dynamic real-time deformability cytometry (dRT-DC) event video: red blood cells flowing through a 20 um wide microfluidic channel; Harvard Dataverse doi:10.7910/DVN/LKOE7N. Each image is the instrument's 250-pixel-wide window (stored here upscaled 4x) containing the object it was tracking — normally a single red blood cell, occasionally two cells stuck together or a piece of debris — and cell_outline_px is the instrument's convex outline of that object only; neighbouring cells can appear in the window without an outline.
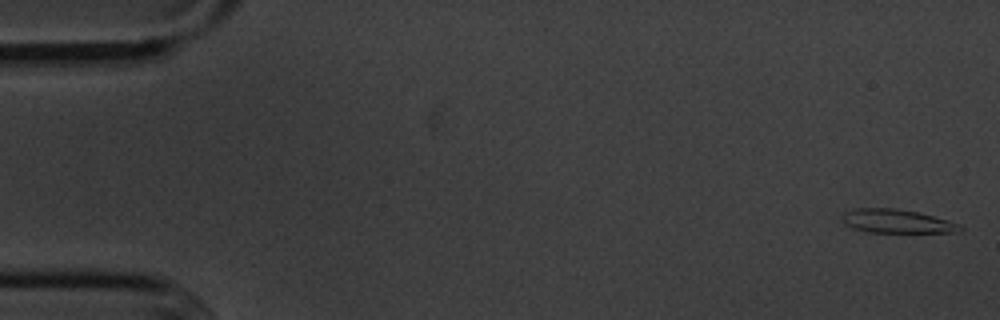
{"species": "common noctule bat (a hibernating species)", "species_latin": "Nyctalus noctula", "temperature_condition": "cold", "stored_images_in_passage": 55, "camera_frame_rate_fps": 3000, "um_per_image_px": 0.085, "animal": {"sex": "male", "body_mass_g": 20.1, "forearm_length_mm": 53.5}, "frame": {"image": 1, "passage_image": 1, "time_ms": 0.0, "image_size_px": [1000, 320], "cell_outline_px": [[964, 228], [960, 232], [868, 232], [852, 228], [844, 224], [844, 212], [856, 208], [896, 208], [916, 212], [948, 220], [960, 224]], "centroid_in_image_um": [76.25, 18.81], "position_along_channel_um": 8.8, "area_um2": 16.13}}
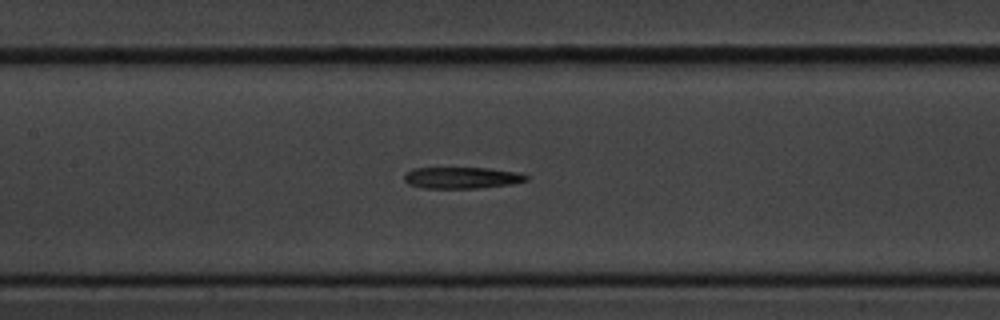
{"frame": {"image": 2, "passage_image": 25, "time_ms": 8.0, "image_size_px": [1000, 320], "cell_outline_px": [[528, 180], [512, 184], [476, 188], [424, 188], [408, 184], [404, 180], [404, 176], [408, 172], [416, 168], [488, 168], [520, 172], [528, 176]], "centroid_in_image_um": [39.29, 15.11], "position_along_channel_um": 168.1, "area_um2": 15.2}}
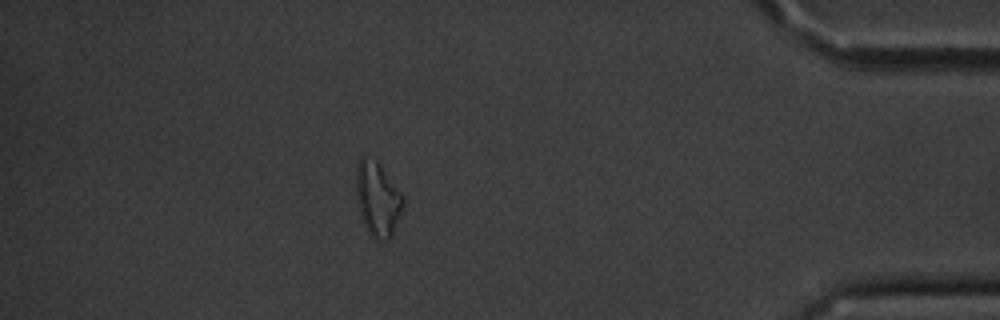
{"frame": {"image": 3, "passage_image": 48, "time_ms": 15.667, "image_size_px": [1000, 320], "cell_outline_px": [[404, 204], [400, 216], [392, 236], [388, 240], [376, 240], [368, 236], [360, 212], [356, 196], [356, 164], [360, 156], [364, 156], [376, 160], [380, 164], [404, 196]], "centroid_in_image_um": [32.09, 16.93], "position_along_channel_um": 403.1, "area_um2": 20.69}, "authors_computed_cell_mechanics": {"area_um2": 16.2418, "velocity_mm_per_s": 3.6245, "shape_relaxation_time_tau1_ms": 8.032, "shape_relaxation_time_tau2_ms": null, "deformation_change_tau1": 0.3051, "deformation_change_tau2": null}}